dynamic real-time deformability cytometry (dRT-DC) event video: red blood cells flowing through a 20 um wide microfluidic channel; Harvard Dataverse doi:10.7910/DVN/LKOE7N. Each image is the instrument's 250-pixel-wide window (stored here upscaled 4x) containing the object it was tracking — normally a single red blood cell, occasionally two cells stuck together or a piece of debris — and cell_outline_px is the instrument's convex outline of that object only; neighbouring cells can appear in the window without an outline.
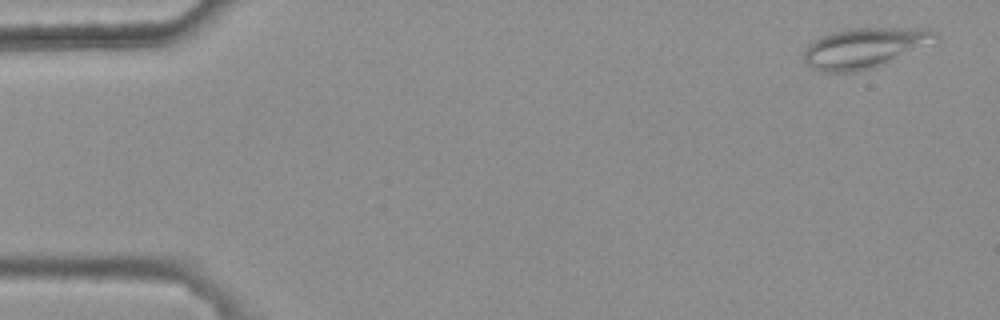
{"species": "common noctule bat (a hibernating species)", "species_latin": "Nyctalus noctula", "temperature_condition": "warm", "stored_images_in_passage": 7, "camera_frame_rate_fps": 3000, "um_per_image_px": 0.085, "animal": {"sex": "female", "body_mass_g": 25.1}, "frame": {"image": 1, "passage_image": 1, "time_ms": 0.0, "image_size_px": [1000, 320], "cell_outline_px": [[936, 36], [872, 68], [852, 72], [820, 72], [804, 64], [804, 52], [808, 44], [820, 36], [832, 32], [848, 28], [928, 28], [936, 32]], "centroid_in_image_um": [73.25, 4.06], "position_along_channel_um": 11.8, "area_um2": 29.48}}
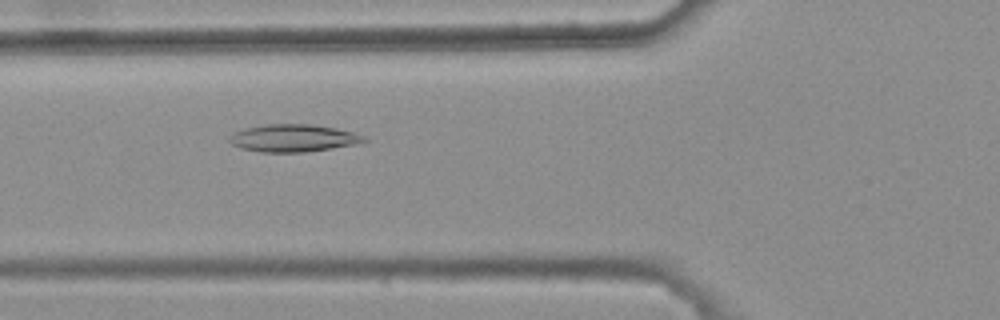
{"frame": {"image": 2, "passage_image": 6, "time_ms": 1.667, "image_size_px": [1000, 320], "cell_outline_px": [[368, 140], [356, 144], [332, 148], [304, 152], [260, 152], [240, 148], [232, 144], [228, 140], [228, 136], [232, 132], [244, 128], [268, 124], [312, 124], [336, 128], [352, 132], [364, 136]], "centroid_in_image_um": [24.88, 11.73], "position_along_channel_um": 100.9, "area_um2": 21.62}}
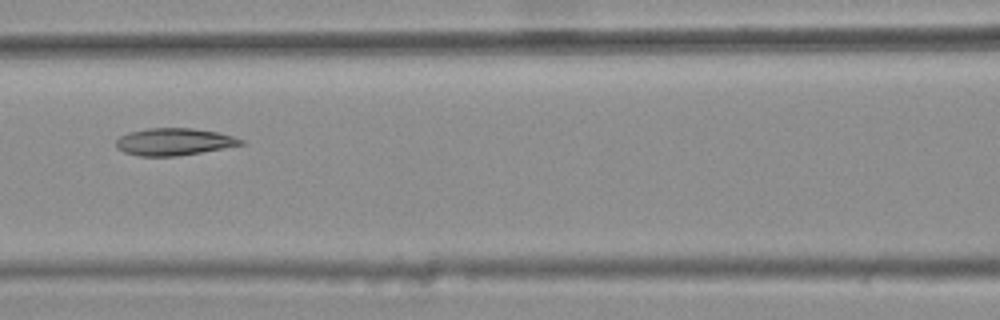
{"frame": {"image": 3, "passage_image": 7, "time_ms": 2.0, "image_size_px": [1000, 320], "cell_outline_px": [[244, 144], [224, 148], [176, 156], [140, 156], [124, 152], [116, 148], [116, 140], [120, 136], [128, 132], [148, 128], [192, 128], [216, 132], [232, 136], [244, 140]], "centroid_in_image_um": [14.76, 12.05], "position_along_channel_um": 151.8, "area_um2": 19.65}}